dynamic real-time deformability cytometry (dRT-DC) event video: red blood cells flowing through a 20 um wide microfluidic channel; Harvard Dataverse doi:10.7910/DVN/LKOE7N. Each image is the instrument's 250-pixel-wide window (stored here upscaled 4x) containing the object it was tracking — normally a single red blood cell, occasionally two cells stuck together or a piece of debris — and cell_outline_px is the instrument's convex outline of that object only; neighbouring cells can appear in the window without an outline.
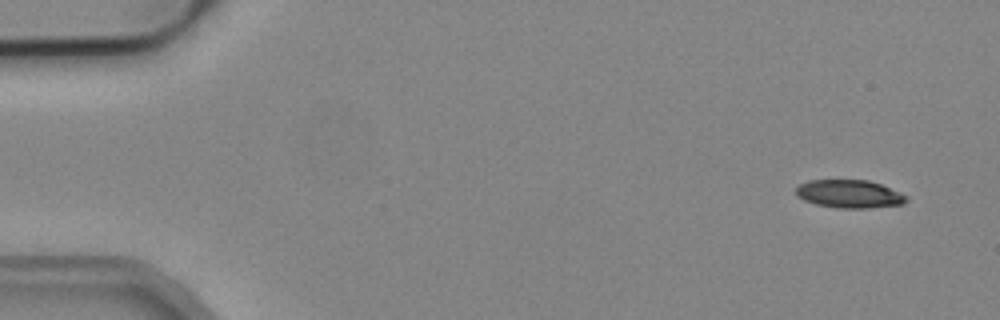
{"species": "common noctule bat (a hibernating species)", "species_latin": "Nyctalus noctula", "temperature_condition": "cold", "stored_images_in_passage": 3, "segment_of_instrument_passage": [2, 2], "camera_frame_rate_fps": 3000, "um_per_image_px": 0.085, "animal": {"sex": "male", "body_mass_g": 19.2, "forearm_length_mm": 51.8}, "frame": {"image": 1, "passage_image": 3, "time_ms": 0.667, "image_size_px": [1000, 320], "cell_outline_px": [[908, 200], [900, 204], [868, 208], [836, 208], [816, 204], [804, 200], [796, 196], [796, 188], [800, 184], [808, 180], [868, 180], [880, 184], [900, 192], [908, 196]], "centroid_in_image_um": [72.18, 16.48], "position_along_channel_um": 12.8, "area_um2": 18.03}}